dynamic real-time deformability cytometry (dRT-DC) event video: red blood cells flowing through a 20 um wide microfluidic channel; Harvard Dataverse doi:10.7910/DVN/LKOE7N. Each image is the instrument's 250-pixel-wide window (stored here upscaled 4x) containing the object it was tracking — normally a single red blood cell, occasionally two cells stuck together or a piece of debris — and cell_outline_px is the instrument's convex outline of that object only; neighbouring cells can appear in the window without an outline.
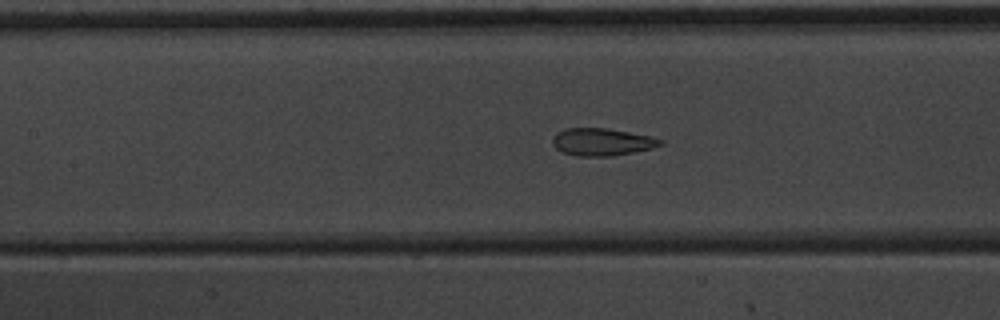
{"species": "common noctule bat (a hibernating species)", "species_latin": "Nyctalus noctula", "temperature_condition": "warm", "stored_images_in_passage": 54, "camera_frame_rate_fps": 3000, "um_per_image_px": 0.085, "animal": {"sex": "male", "body_mass_g": 20.1, "forearm_length_mm": 53.5}, "frame": {"image": 1, "passage_image": 24, "time_ms": 7.667, "image_size_px": [1000, 320], "cell_outline_px": [[664, 144], [652, 148], [612, 156], [576, 156], [564, 152], [556, 148], [552, 144], [552, 140], [556, 132], [564, 128], [608, 128], [652, 136], [664, 140]], "centroid_in_image_um": [51.18, 12.05], "position_along_channel_um": 156.2, "area_um2": 17.34}}
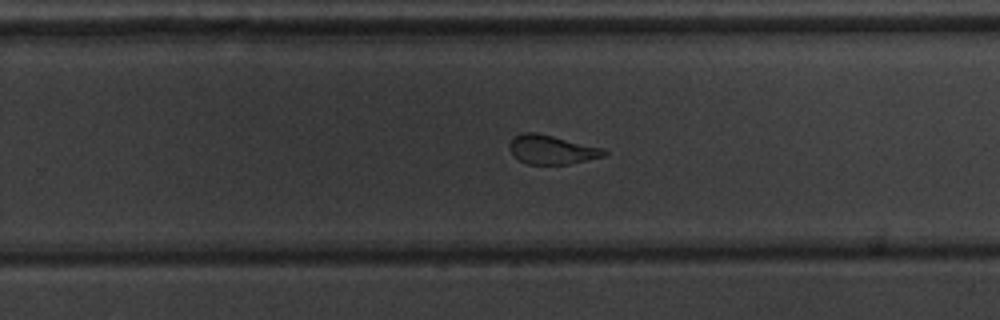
{"frame": {"image": 2, "passage_image": 34, "time_ms": 11.0, "image_size_px": [1000, 320], "cell_outline_px": [[608, 152], [604, 156], [568, 164], [528, 164], [512, 156], [508, 148], [508, 144], [516, 136], [524, 132], [536, 132], [604, 148]], "centroid_in_image_um": [46.87, 12.72], "position_along_channel_um": 282.9, "area_um2": 15.95}}
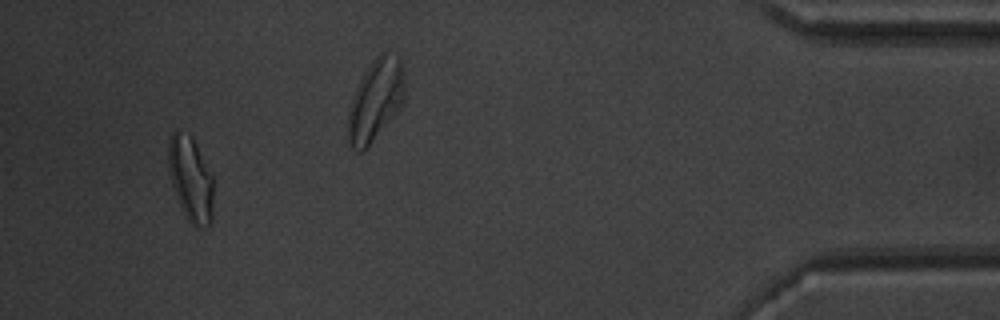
{"frame": {"image": 3, "passage_image": 50, "time_ms": 16.333, "image_size_px": [1000, 320], "cell_outline_px": [[212, 224], [200, 228], [192, 224], [184, 216], [176, 196], [172, 184], [168, 168], [168, 144], [172, 132], [176, 128], [192, 136], [212, 176]], "centroid_in_image_um": [16.18, 15.21], "position_along_channel_um": 419.0, "area_um2": 22.31}, "authors_computed_cell_mechanics": {"area_um2": 19.0451, "velocity_mm_per_s": 3.8168, "shape_relaxation_time_tau1_ms": null, "shape_relaxation_time_tau2_ms": 1.1937, "deformation_change_tau1": null, "deformation_change_tau2": 0.09}}